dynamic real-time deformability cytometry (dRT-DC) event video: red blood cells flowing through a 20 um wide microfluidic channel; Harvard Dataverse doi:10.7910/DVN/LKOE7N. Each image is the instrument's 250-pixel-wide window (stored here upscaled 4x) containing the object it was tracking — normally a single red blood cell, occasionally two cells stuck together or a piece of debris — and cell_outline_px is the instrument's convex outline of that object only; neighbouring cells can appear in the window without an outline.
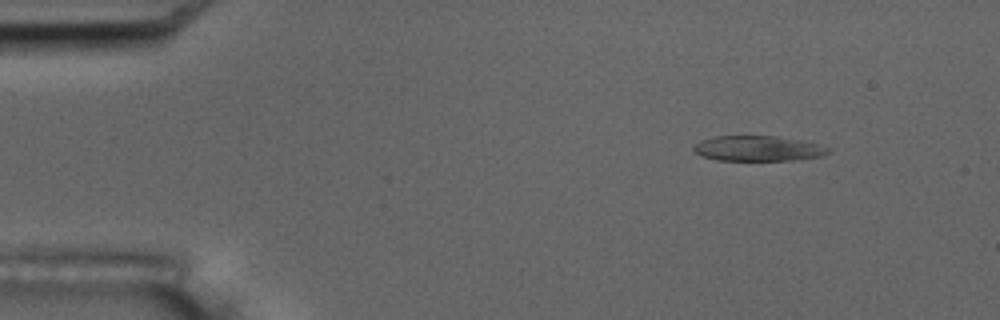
{"species": "common noctule bat (a hibernating species)", "species_latin": "Nyctalus noctula", "temperature_condition": "room temperature", "stored_images_in_passage": 5, "camera_frame_rate_fps": 3000, "um_per_image_px": 0.085, "animal": {"sex": "male", "body_mass_g": 17.5, "forearm_length_mm": 52.3}, "frame": {"image": 1, "passage_image": 2, "time_ms": 1.0, "image_size_px": [1000, 320], "cell_outline_px": [[832, 148], [828, 152], [820, 156], [792, 160], [716, 160], [692, 152], [692, 148], [700, 140], [716, 136], [776, 136], [800, 140], [820, 144]], "centroid_in_image_um": [64.41, 12.61], "position_along_channel_um": 20.6, "area_um2": 19.77}}